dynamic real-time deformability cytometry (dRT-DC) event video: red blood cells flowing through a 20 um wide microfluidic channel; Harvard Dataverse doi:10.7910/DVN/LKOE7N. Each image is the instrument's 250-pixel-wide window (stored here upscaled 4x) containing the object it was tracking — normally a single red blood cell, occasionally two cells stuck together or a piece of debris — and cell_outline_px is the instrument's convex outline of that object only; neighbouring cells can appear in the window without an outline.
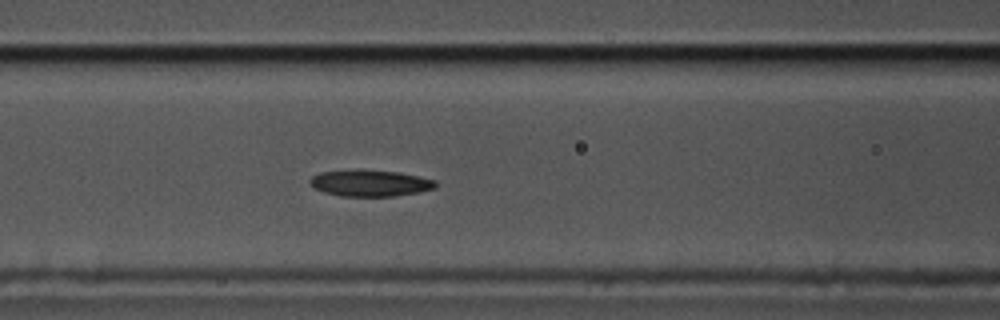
{"species": "common noctule bat (a hibernating species)", "species_latin": "Nyctalus noctula", "temperature_condition": "cold", "stored_images_in_passage": 45, "segment_of_instrument_passage": [1, 2], "camera_frame_rate_fps": 3000, "um_per_image_px": 0.085, "animal": {"sex": "male", "body_mass_g": 17.5, "forearm_length_mm": 52.3}, "frame": {"image": 1, "passage_image": 11, "time_ms": 3.333, "image_size_px": [1000, 320], "cell_outline_px": [[436, 188], [420, 192], [392, 196], [340, 196], [324, 192], [312, 188], [308, 180], [312, 176], [320, 172], [356, 168], [360, 168], [400, 172], [420, 176], [436, 180]], "centroid_in_image_um": [31.43, 15.54], "position_along_channel_um": 135.2, "area_um2": 19.94}}
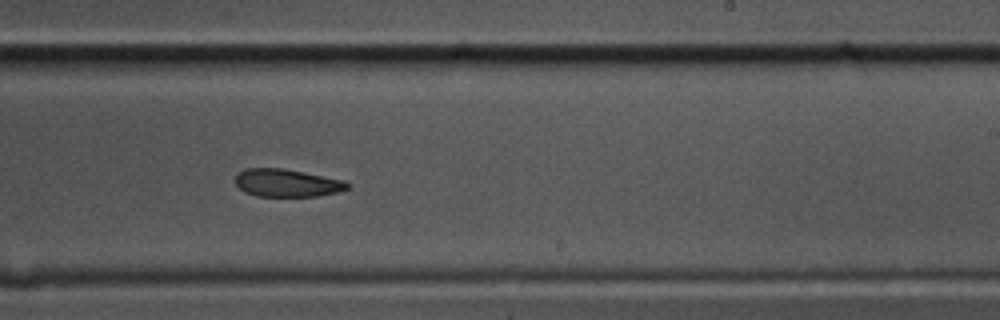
{"frame": {"image": 2, "passage_image": 22, "time_ms": 7.0, "image_size_px": [1000, 320], "cell_outline_px": [[352, 188], [336, 192], [316, 196], [256, 196], [244, 192], [236, 184], [236, 172], [244, 168], [280, 168], [304, 172], [344, 180], [352, 184]], "centroid_in_image_um": [24.4, 15.54], "position_along_channel_um": 264.6, "area_um2": 18.26}}
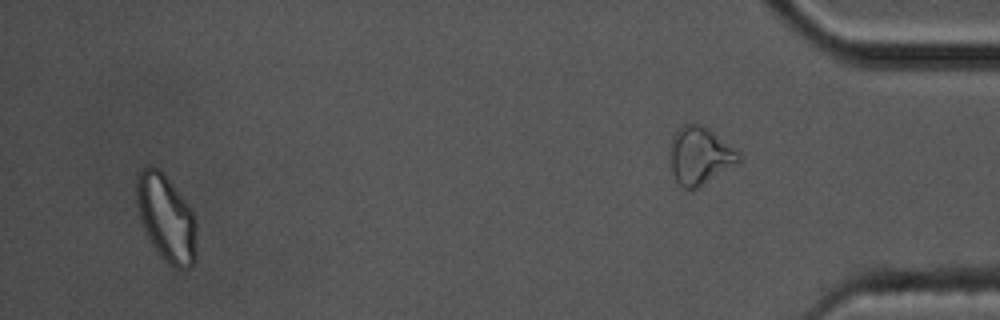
{"frame": {"image": 3, "passage_image": 42, "time_ms": 13.667, "image_size_px": [1000, 320], "cell_outline_px": [[196, 264], [188, 268], [176, 268], [168, 264], [164, 260], [148, 236], [140, 220], [136, 204], [136, 172], [144, 164], [152, 164], [160, 168], [164, 172], [188, 204], [192, 212], [196, 224]], "centroid_in_image_um": [14.11, 18.46], "position_along_channel_um": 421.1, "area_um2": 30.92}}